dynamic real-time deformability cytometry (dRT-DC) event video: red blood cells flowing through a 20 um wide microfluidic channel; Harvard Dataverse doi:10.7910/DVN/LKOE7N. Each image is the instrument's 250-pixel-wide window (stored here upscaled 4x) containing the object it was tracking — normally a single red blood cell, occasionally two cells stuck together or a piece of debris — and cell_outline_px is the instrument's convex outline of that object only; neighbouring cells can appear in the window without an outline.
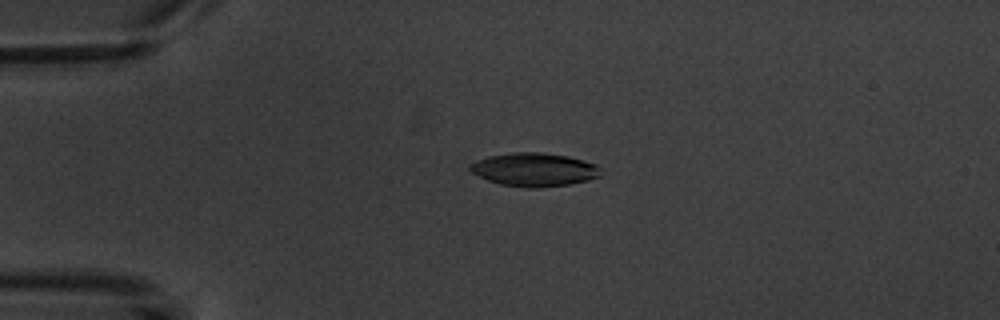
{"species": "common noctule bat (a hibernating species)", "species_latin": "Nyctalus noctula", "temperature_condition": "warm", "stored_images_in_passage": 4, "camera_frame_rate_fps": 3000, "um_per_image_px": 0.085, "animal": {"sex": "male", "body_mass_g": 20.1, "forearm_length_mm": 53.5}, "frame": {"image": 1, "passage_image": 3, "time_ms": 2.667, "image_size_px": [1000, 320], "cell_outline_px": [[600, 176], [588, 180], [568, 184], [540, 188], [528, 188], [500, 184], [488, 180], [472, 172], [468, 168], [468, 164], [476, 160], [488, 156], [512, 152], [540, 152], [568, 156], [584, 160], [596, 164], [600, 168]], "centroid_in_image_um": [45.39, 14.41], "position_along_channel_um": 39.6, "area_um2": 25.55}}